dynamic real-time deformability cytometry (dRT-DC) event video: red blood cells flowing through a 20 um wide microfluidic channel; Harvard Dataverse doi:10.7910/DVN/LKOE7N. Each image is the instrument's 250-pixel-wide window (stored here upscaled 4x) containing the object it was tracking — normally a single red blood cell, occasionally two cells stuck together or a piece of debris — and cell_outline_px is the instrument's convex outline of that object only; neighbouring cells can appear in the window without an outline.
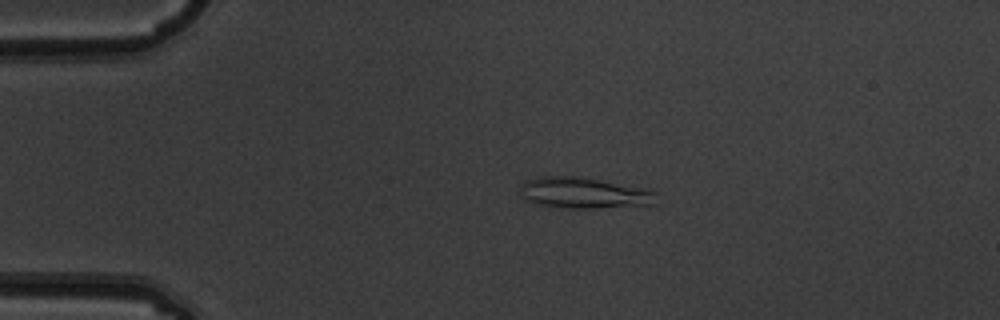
{"species": "common noctule bat (a hibernating species)", "species_latin": "Nyctalus noctula", "temperature_condition": "warm", "stored_images_in_passage": 8, "camera_frame_rate_fps": 3000, "um_per_image_px": 0.085, "animal": {"sex": "male", "body_mass_g": 19.5, "forearm_length_mm": 54.6}, "frame": {"image": 1, "passage_image": 4, "time_ms": 1.0, "image_size_px": [1000, 320], "cell_outline_px": [[656, 204], [596, 208], [564, 208], [536, 204], [524, 200], [520, 196], [520, 184], [524, 180], [536, 176], [576, 176], [648, 188], [656, 192]], "centroid_in_image_um": [49.58, 16.39], "position_along_channel_um": 35.4, "area_um2": 25.09}}
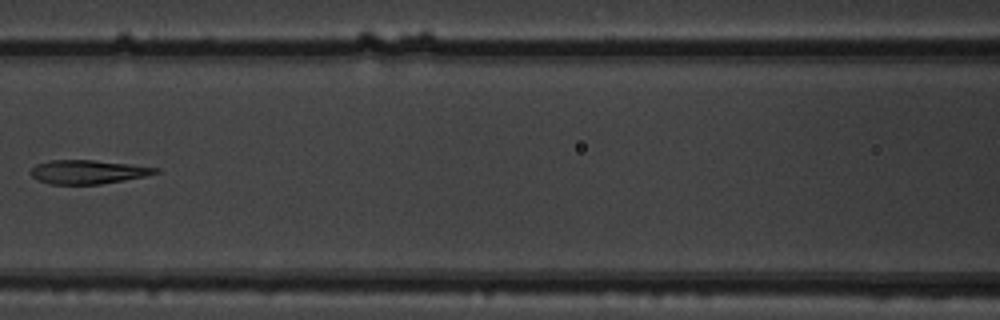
{"frame": {"image": 2, "passage_image": 7, "time_ms": 2.0, "image_size_px": [1000, 320], "cell_outline_px": [[160, 172], [144, 176], [124, 180], [100, 184], [48, 184], [32, 176], [28, 172], [36, 164], [52, 160], [96, 160], [160, 168]], "centroid_in_image_um": [7.46, 14.61], "position_along_channel_um": 159.1, "area_um2": 17.22}}
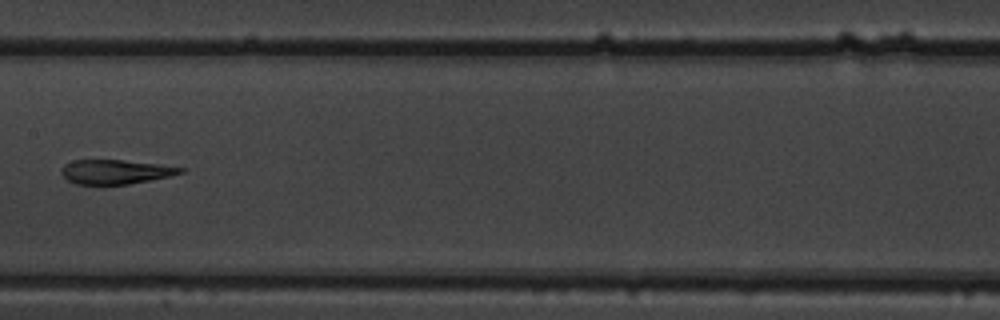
{"frame": {"image": 3, "passage_image": 8, "time_ms": 2.333, "image_size_px": [1000, 320], "cell_outline_px": [[184, 172], [168, 176], [128, 184], [76, 184], [68, 180], [60, 172], [64, 164], [72, 160], [124, 160], [156, 164], [184, 168]], "centroid_in_image_um": [9.76, 14.6], "position_along_channel_um": 197.6, "area_um2": 16.59}}